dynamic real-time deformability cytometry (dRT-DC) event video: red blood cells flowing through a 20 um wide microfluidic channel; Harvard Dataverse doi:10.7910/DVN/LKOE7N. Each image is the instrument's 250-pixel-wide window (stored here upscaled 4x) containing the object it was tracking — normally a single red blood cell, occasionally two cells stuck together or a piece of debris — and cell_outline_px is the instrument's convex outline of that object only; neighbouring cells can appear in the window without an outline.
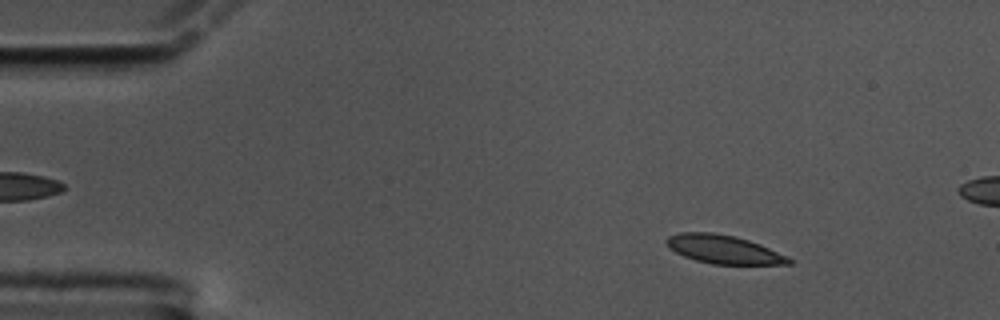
{"species": "common noctule bat (a hibernating species)", "species_latin": "Nyctalus noctula", "temperature_condition": "cold", "stored_images_in_passage": 60, "segment_of_instrument_passage": [1, 3], "camera_frame_rate_fps": 3000, "um_per_image_px": 0.085, "animal": {"sex": "male", "body_mass_g": 17.5, "forearm_length_mm": 52.3}, "frame": {"image": 1, "passage_image": 8, "time_ms": 2.333, "image_size_px": [1000, 320], "cell_outline_px": [[792, 260], [788, 264], [716, 264], [700, 260], [688, 256], [672, 248], [668, 244], [668, 240], [672, 236], [696, 232], [732, 236], [756, 244]], "centroid_in_image_um": [61.55, 21.23], "position_along_channel_um": 23.4, "area_um2": 18.32}}
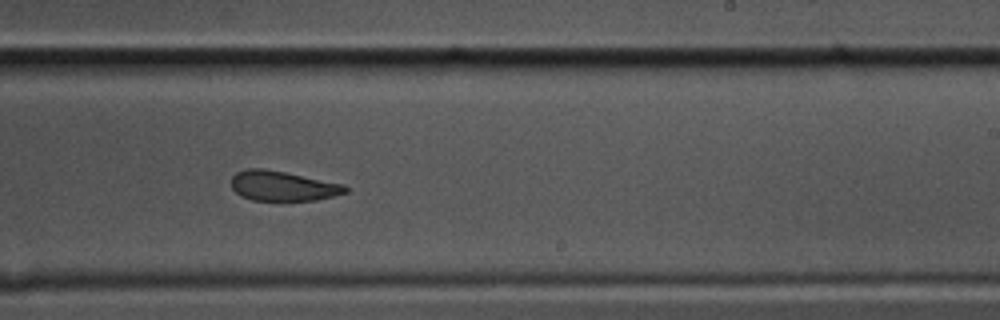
{"frame": {"image": 2, "passage_image": 36, "time_ms": 11.667, "image_size_px": [1000, 320], "cell_outline_px": [[348, 188], [344, 192], [328, 196], [308, 200], [256, 200], [244, 196], [236, 192], [232, 188], [232, 176], [240, 172], [280, 172], [336, 184]], "centroid_in_image_um": [23.97, 15.87], "position_along_channel_um": 265.0, "area_um2": 17.63}}
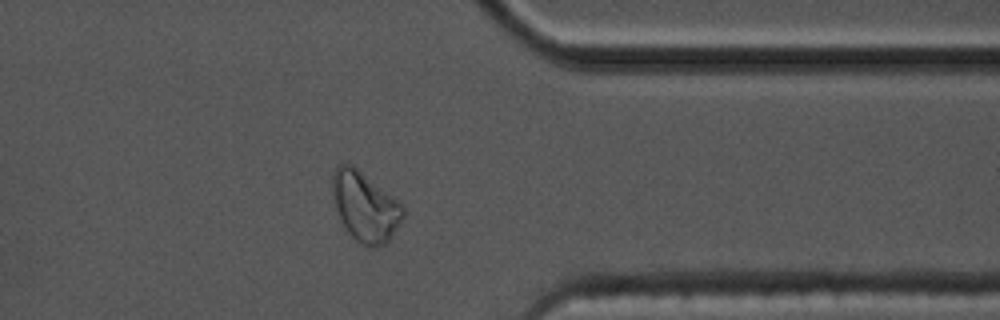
{"frame": {"image": 3, "passage_image": 47, "time_ms": 15.333, "image_size_px": [1000, 320], "cell_outline_px": [[380, 204], [356, 236], [348, 228], [340, 212], [336, 196], [336, 184], [340, 172], [352, 168], [356, 172]], "centroid_in_image_um": [30.15, 17.04], "position_along_channel_um": 381.3, "area_um2": 12.77}}